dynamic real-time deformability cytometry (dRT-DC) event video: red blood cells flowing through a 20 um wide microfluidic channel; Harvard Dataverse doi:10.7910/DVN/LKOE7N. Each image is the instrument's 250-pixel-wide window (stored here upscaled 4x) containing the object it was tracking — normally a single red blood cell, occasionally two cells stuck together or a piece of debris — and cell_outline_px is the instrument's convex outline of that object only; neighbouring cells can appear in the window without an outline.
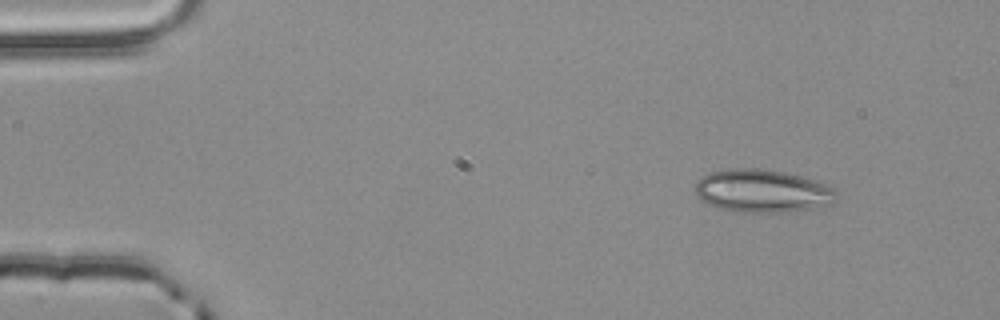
{"species": "common noctule bat (a hibernating species)", "species_latin": "Nyctalus noctula", "temperature_condition": "room temperature", "stored_images_in_passage": 3, "camera_frame_rate_fps": 3000, "um_per_image_px": 0.085, "animal": {"sex": "male", "body_mass_g": 20.4}, "frame": {"image": 1, "passage_image": 1, "time_ms": 0.0, "image_size_px": [1000, 320], "cell_outline_px": [[836, 200], [832, 204], [792, 212], [740, 212], [720, 208], [708, 204], [700, 200], [696, 196], [696, 184], [704, 176], [712, 172], [728, 168], [760, 168], [784, 172], [804, 176], [816, 180], [836, 188]], "centroid_in_image_um": [64.85, 16.23], "position_along_channel_um": 20.1, "area_um2": 35.6}}